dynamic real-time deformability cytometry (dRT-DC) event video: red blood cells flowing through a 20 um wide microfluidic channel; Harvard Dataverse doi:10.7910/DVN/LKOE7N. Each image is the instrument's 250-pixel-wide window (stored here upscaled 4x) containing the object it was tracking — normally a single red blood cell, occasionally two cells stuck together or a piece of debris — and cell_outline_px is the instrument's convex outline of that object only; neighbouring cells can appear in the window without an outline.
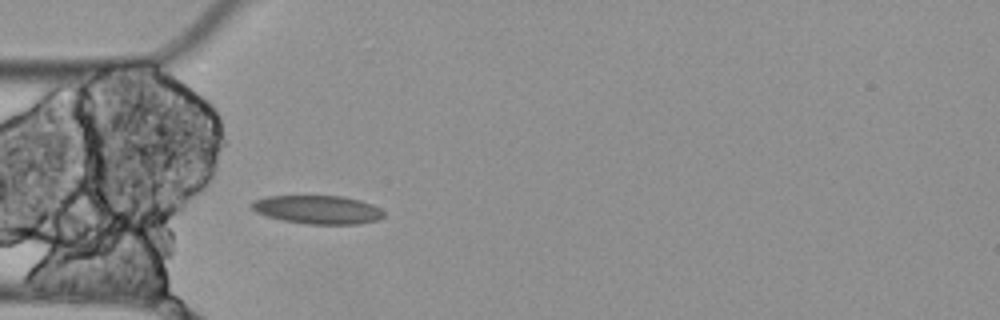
{"species": "Egyptian fruit bat (a non-hibernating species)", "species_latin": "Rousettus aegyptiacus", "temperature_condition": "cold", "stored_images_in_passage": 4, "camera_frame_rate_fps": 3000, "um_per_image_px": 0.085, "animal": {"sex": "female"}, "frame": {"image": 1, "passage_image": 4, "time_ms": 1.0, "image_size_px": [1000, 320], "cell_outline_px": [[384, 216], [380, 220], [356, 224], [308, 224], [284, 220], [268, 216], [256, 212], [252, 208], [252, 204], [256, 200], [268, 196], [340, 196], [360, 200], [372, 204], [380, 208], [384, 212]], "centroid_in_image_um": [27.07, 17.82], "position_along_channel_um": 57.9, "area_um2": 21.73}}